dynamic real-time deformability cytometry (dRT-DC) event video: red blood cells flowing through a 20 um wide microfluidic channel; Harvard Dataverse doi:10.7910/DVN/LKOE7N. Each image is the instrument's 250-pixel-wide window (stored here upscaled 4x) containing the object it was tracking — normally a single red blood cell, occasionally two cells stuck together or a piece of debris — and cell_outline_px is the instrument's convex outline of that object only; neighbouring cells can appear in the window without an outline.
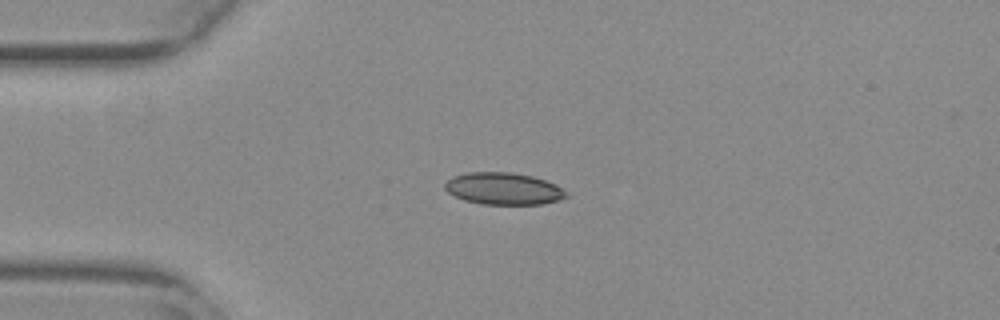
{"species": "common noctule bat (a hibernating species)", "species_latin": "Nyctalus noctula", "temperature_condition": "warm", "stored_images_in_passage": 42, "camera_frame_rate_fps": 3000, "um_per_image_px": 0.085, "animal": {"sex": "female", "body_mass_g": 29.2, "forearm_length_mm": 56.3}, "frame": {"image": 1, "passage_image": 1, "time_ms": 0.0, "image_size_px": [1000, 320], "cell_outline_px": [[568, 196], [560, 200], [544, 204], [480, 204], [464, 200], [448, 192], [444, 188], [444, 184], [452, 176], [468, 172], [512, 172], [532, 176], [556, 184], [568, 192]], "centroid_in_image_um": [42.81, 16.03], "position_along_channel_um": 42.2, "area_um2": 22.77}}
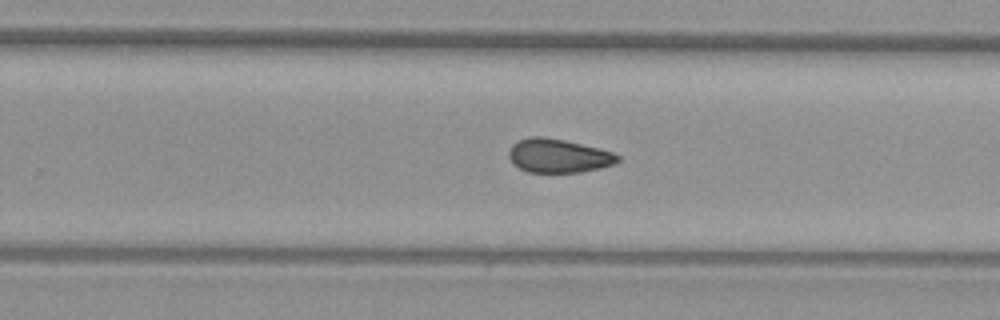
{"frame": {"image": 2, "passage_image": 22, "time_ms": 7.0, "image_size_px": [1000, 320], "cell_outline_px": [[620, 160], [616, 164], [600, 168], [580, 172], [528, 172], [512, 164], [508, 156], [508, 148], [516, 140], [532, 136], [544, 136], [564, 140], [612, 152], [620, 156]], "centroid_in_image_um": [47.42, 13.24], "position_along_channel_um": 282.4, "area_um2": 21.56}}
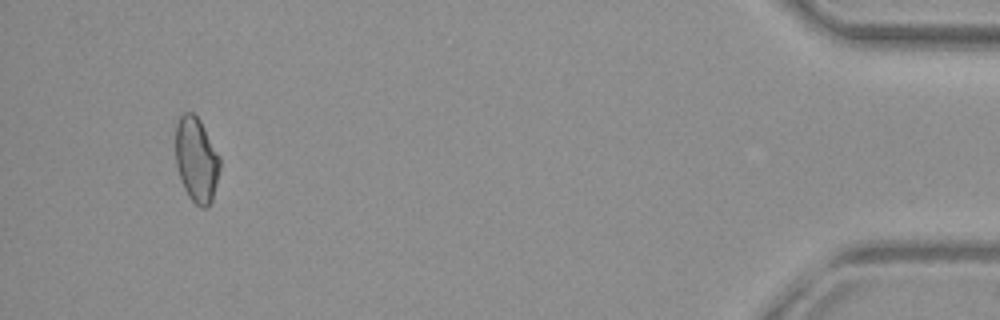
{"frame": {"image": 3, "passage_image": 39, "time_ms": 12.667, "image_size_px": [1000, 320], "cell_outline_px": [[220, 168], [212, 200], [208, 208], [200, 208], [188, 196], [184, 188], [176, 164], [176, 124], [180, 116], [184, 112], [192, 112], [200, 120], [220, 156]], "centroid_in_image_um": [16.7, 13.58], "position_along_channel_um": 418.5, "area_um2": 21.91}, "authors_computed_cell_mechanics": {"area_um2": 22.0218, "velocity_mm_per_s": 3.7737, "shape_relaxation_time_tau1_ms": null, "shape_relaxation_time_tau2_ms": 4.1831, "deformation_change_tau1": null, "deformation_change_tau2": 0.103}}